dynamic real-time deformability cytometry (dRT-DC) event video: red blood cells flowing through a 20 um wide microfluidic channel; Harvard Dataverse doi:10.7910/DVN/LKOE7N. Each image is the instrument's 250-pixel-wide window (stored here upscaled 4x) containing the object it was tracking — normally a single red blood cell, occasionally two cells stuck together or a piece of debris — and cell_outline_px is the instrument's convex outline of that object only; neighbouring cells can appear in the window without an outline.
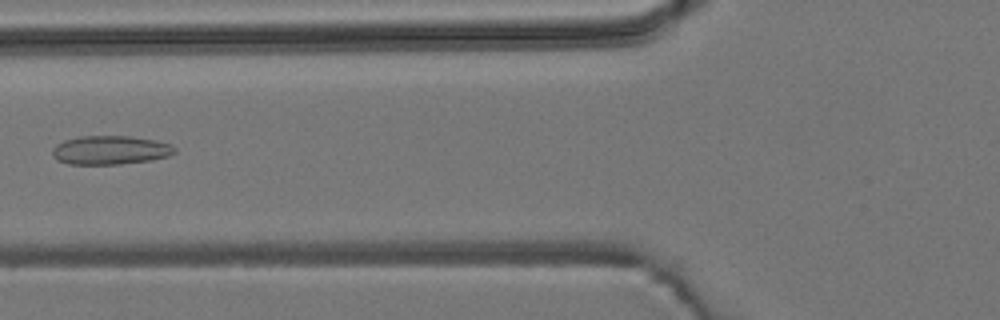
{"species": "common noctule bat (a hibernating species)", "species_latin": "Nyctalus noctula", "temperature_condition": "room temperature", "stored_images_in_passage": 6, "camera_frame_rate_fps": 3000, "um_per_image_px": 0.085, "animal": {"sex": "male", "body_mass_g": 19.2, "forearm_length_mm": 51.8}, "frame": {"image": 1, "passage_image": 6, "time_ms": 5.667, "image_size_px": [1000, 320], "cell_outline_px": [[176, 152], [168, 156], [152, 160], [120, 164], [68, 164], [56, 160], [52, 156], [52, 148], [56, 144], [64, 140], [80, 136], [132, 136], [156, 140], [172, 144], [176, 148]], "centroid_in_image_um": [9.38, 12.75], "position_along_channel_um": 116.4, "area_um2": 20.81}}